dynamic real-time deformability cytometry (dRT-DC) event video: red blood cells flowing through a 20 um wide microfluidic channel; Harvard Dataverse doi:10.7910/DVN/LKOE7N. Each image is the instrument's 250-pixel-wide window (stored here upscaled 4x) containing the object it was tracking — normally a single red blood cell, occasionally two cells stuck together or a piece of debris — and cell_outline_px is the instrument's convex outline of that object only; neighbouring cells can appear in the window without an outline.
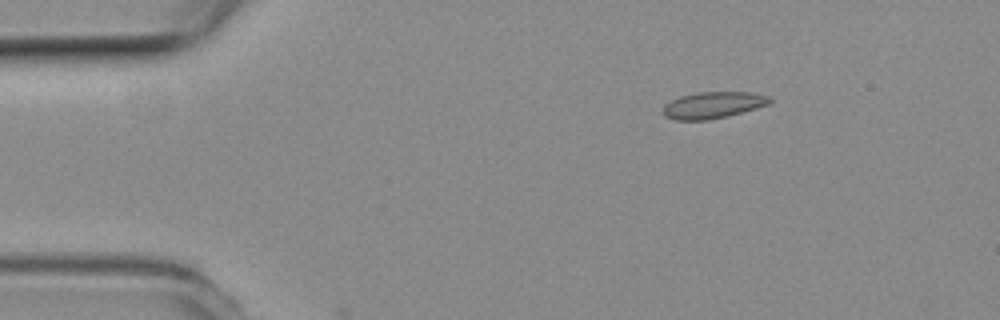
{"species": "common noctule bat (a hibernating species)", "species_latin": "Nyctalus noctula", "temperature_condition": "room temperature", "stored_images_in_passage": 5, "camera_frame_rate_fps": 3000, "um_per_image_px": 0.085, "animal": {"sex": "female", "body_mass_g": 19.3, "forearm_length_mm": 54.1}, "frame": {"image": 1, "passage_image": 3, "time_ms": 0.667, "image_size_px": [1000, 320], "cell_outline_px": [[772, 100], [768, 104], [756, 108], [728, 116], [708, 120], [676, 120], [664, 116], [664, 104], [680, 96], [696, 92], [752, 92], [772, 96]], "centroid_in_image_um": [60.63, 8.92], "position_along_channel_um": 24.4, "area_um2": 16.59}}
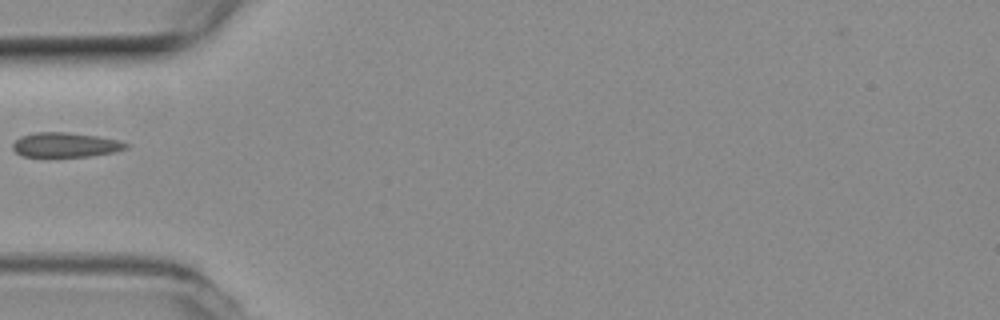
{"frame": {"image": 2, "passage_image": 5, "time_ms": 1.333, "image_size_px": [1000, 320], "cell_outline_px": [[128, 148], [112, 152], [88, 156], [20, 156], [12, 148], [12, 144], [20, 136], [36, 132], [68, 132], [96, 136], [120, 140], [128, 144]], "centroid_in_image_um": [5.54, 12.3], "position_along_channel_um": 79.5, "area_um2": 16.13}}